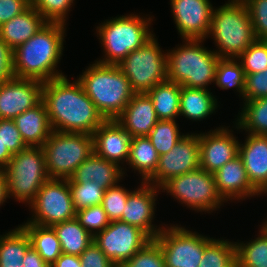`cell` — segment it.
<instances>
[{
    "instance_id": "44dd1931",
    "label": "cell",
    "mask_w": 267,
    "mask_h": 267,
    "mask_svg": "<svg viewBox=\"0 0 267 267\" xmlns=\"http://www.w3.org/2000/svg\"><path fill=\"white\" fill-rule=\"evenodd\" d=\"M246 135L244 142H239V156L251 185L261 195H267V136Z\"/></svg>"
},
{
    "instance_id": "4dcf8cb0",
    "label": "cell",
    "mask_w": 267,
    "mask_h": 267,
    "mask_svg": "<svg viewBox=\"0 0 267 267\" xmlns=\"http://www.w3.org/2000/svg\"><path fill=\"white\" fill-rule=\"evenodd\" d=\"M52 227L60 241L62 253L79 256L93 241V236L76 217Z\"/></svg>"
},
{
    "instance_id": "9c48e42d",
    "label": "cell",
    "mask_w": 267,
    "mask_h": 267,
    "mask_svg": "<svg viewBox=\"0 0 267 267\" xmlns=\"http://www.w3.org/2000/svg\"><path fill=\"white\" fill-rule=\"evenodd\" d=\"M160 190L190 210L205 214L217 211L226 202L217 190L214 174L201 168L170 178Z\"/></svg>"
},
{
    "instance_id": "7c38bea8",
    "label": "cell",
    "mask_w": 267,
    "mask_h": 267,
    "mask_svg": "<svg viewBox=\"0 0 267 267\" xmlns=\"http://www.w3.org/2000/svg\"><path fill=\"white\" fill-rule=\"evenodd\" d=\"M169 226L154 239L161 247L165 267H199L204 246L211 238L178 224Z\"/></svg>"
},
{
    "instance_id": "ab89813d",
    "label": "cell",
    "mask_w": 267,
    "mask_h": 267,
    "mask_svg": "<svg viewBox=\"0 0 267 267\" xmlns=\"http://www.w3.org/2000/svg\"><path fill=\"white\" fill-rule=\"evenodd\" d=\"M117 267H165L160 245L152 239L133 257Z\"/></svg>"
},
{
    "instance_id": "d6986e66",
    "label": "cell",
    "mask_w": 267,
    "mask_h": 267,
    "mask_svg": "<svg viewBox=\"0 0 267 267\" xmlns=\"http://www.w3.org/2000/svg\"><path fill=\"white\" fill-rule=\"evenodd\" d=\"M92 136L97 156L119 166L127 164L132 137L116 120H105Z\"/></svg>"
},
{
    "instance_id": "d6a6232c",
    "label": "cell",
    "mask_w": 267,
    "mask_h": 267,
    "mask_svg": "<svg viewBox=\"0 0 267 267\" xmlns=\"http://www.w3.org/2000/svg\"><path fill=\"white\" fill-rule=\"evenodd\" d=\"M262 223L258 237L235 242L237 267H267V222Z\"/></svg>"
},
{
    "instance_id": "7dc6e473",
    "label": "cell",
    "mask_w": 267,
    "mask_h": 267,
    "mask_svg": "<svg viewBox=\"0 0 267 267\" xmlns=\"http://www.w3.org/2000/svg\"><path fill=\"white\" fill-rule=\"evenodd\" d=\"M31 6V0H0V26Z\"/></svg>"
},
{
    "instance_id": "f35d334b",
    "label": "cell",
    "mask_w": 267,
    "mask_h": 267,
    "mask_svg": "<svg viewBox=\"0 0 267 267\" xmlns=\"http://www.w3.org/2000/svg\"><path fill=\"white\" fill-rule=\"evenodd\" d=\"M75 0H31V5L47 22L66 25L68 12ZM67 16V17H66Z\"/></svg>"
},
{
    "instance_id": "277c9868",
    "label": "cell",
    "mask_w": 267,
    "mask_h": 267,
    "mask_svg": "<svg viewBox=\"0 0 267 267\" xmlns=\"http://www.w3.org/2000/svg\"><path fill=\"white\" fill-rule=\"evenodd\" d=\"M210 36L220 58L237 59L256 40L243 0H228L213 8L207 39Z\"/></svg>"
},
{
    "instance_id": "8992f818",
    "label": "cell",
    "mask_w": 267,
    "mask_h": 267,
    "mask_svg": "<svg viewBox=\"0 0 267 267\" xmlns=\"http://www.w3.org/2000/svg\"><path fill=\"white\" fill-rule=\"evenodd\" d=\"M147 16L131 13L101 22L96 27V33L101 47L103 46L104 57L96 62L118 65L131 51L150 40L155 34L150 31L153 18Z\"/></svg>"
},
{
    "instance_id": "681fc988",
    "label": "cell",
    "mask_w": 267,
    "mask_h": 267,
    "mask_svg": "<svg viewBox=\"0 0 267 267\" xmlns=\"http://www.w3.org/2000/svg\"><path fill=\"white\" fill-rule=\"evenodd\" d=\"M22 263L23 267H50L32 246L26 251Z\"/></svg>"
},
{
    "instance_id": "836d02e7",
    "label": "cell",
    "mask_w": 267,
    "mask_h": 267,
    "mask_svg": "<svg viewBox=\"0 0 267 267\" xmlns=\"http://www.w3.org/2000/svg\"><path fill=\"white\" fill-rule=\"evenodd\" d=\"M199 267H237L235 242L212 237L204 246Z\"/></svg>"
},
{
    "instance_id": "ba28073f",
    "label": "cell",
    "mask_w": 267,
    "mask_h": 267,
    "mask_svg": "<svg viewBox=\"0 0 267 267\" xmlns=\"http://www.w3.org/2000/svg\"><path fill=\"white\" fill-rule=\"evenodd\" d=\"M42 148L49 178L69 179L76 168L94 153L93 136L52 131Z\"/></svg>"
},
{
    "instance_id": "1f68e13d",
    "label": "cell",
    "mask_w": 267,
    "mask_h": 267,
    "mask_svg": "<svg viewBox=\"0 0 267 267\" xmlns=\"http://www.w3.org/2000/svg\"><path fill=\"white\" fill-rule=\"evenodd\" d=\"M234 122L238 131L241 129L246 134L267 136V97L243 101V108Z\"/></svg>"
},
{
    "instance_id": "6da1fadb",
    "label": "cell",
    "mask_w": 267,
    "mask_h": 267,
    "mask_svg": "<svg viewBox=\"0 0 267 267\" xmlns=\"http://www.w3.org/2000/svg\"><path fill=\"white\" fill-rule=\"evenodd\" d=\"M75 81V82H74ZM67 76L44 82L42 101L53 131L86 133L94 131L105 121L78 80Z\"/></svg>"
},
{
    "instance_id": "9a60e30c",
    "label": "cell",
    "mask_w": 267,
    "mask_h": 267,
    "mask_svg": "<svg viewBox=\"0 0 267 267\" xmlns=\"http://www.w3.org/2000/svg\"><path fill=\"white\" fill-rule=\"evenodd\" d=\"M170 5L182 40L207 38L214 8L210 0H170Z\"/></svg>"
},
{
    "instance_id": "b9f144b4",
    "label": "cell",
    "mask_w": 267,
    "mask_h": 267,
    "mask_svg": "<svg viewBox=\"0 0 267 267\" xmlns=\"http://www.w3.org/2000/svg\"><path fill=\"white\" fill-rule=\"evenodd\" d=\"M76 218L93 237L110 224V220L101 205L91 206L77 211Z\"/></svg>"
},
{
    "instance_id": "30bf717a",
    "label": "cell",
    "mask_w": 267,
    "mask_h": 267,
    "mask_svg": "<svg viewBox=\"0 0 267 267\" xmlns=\"http://www.w3.org/2000/svg\"><path fill=\"white\" fill-rule=\"evenodd\" d=\"M155 36L118 64L134 93H148L167 80V52L161 50Z\"/></svg>"
},
{
    "instance_id": "2e32d148",
    "label": "cell",
    "mask_w": 267,
    "mask_h": 267,
    "mask_svg": "<svg viewBox=\"0 0 267 267\" xmlns=\"http://www.w3.org/2000/svg\"><path fill=\"white\" fill-rule=\"evenodd\" d=\"M140 183V188L129 193L120 221L140 228L151 239H155L164 228V225L160 227L152 224L155 219L157 194L161 190L147 182Z\"/></svg>"
},
{
    "instance_id": "7a4b0ae2",
    "label": "cell",
    "mask_w": 267,
    "mask_h": 267,
    "mask_svg": "<svg viewBox=\"0 0 267 267\" xmlns=\"http://www.w3.org/2000/svg\"><path fill=\"white\" fill-rule=\"evenodd\" d=\"M66 25L47 22L33 37L13 50L14 77L41 82L62 77L57 70L63 55Z\"/></svg>"
},
{
    "instance_id": "ffe728a7",
    "label": "cell",
    "mask_w": 267,
    "mask_h": 267,
    "mask_svg": "<svg viewBox=\"0 0 267 267\" xmlns=\"http://www.w3.org/2000/svg\"><path fill=\"white\" fill-rule=\"evenodd\" d=\"M217 190L226 201H241L261 194L251 185L238 155L214 173Z\"/></svg>"
},
{
    "instance_id": "f1b7e54d",
    "label": "cell",
    "mask_w": 267,
    "mask_h": 267,
    "mask_svg": "<svg viewBox=\"0 0 267 267\" xmlns=\"http://www.w3.org/2000/svg\"><path fill=\"white\" fill-rule=\"evenodd\" d=\"M20 226L28 234L31 246L51 266L62 254L61 244L54 228L33 223H23Z\"/></svg>"
},
{
    "instance_id": "7402d4cb",
    "label": "cell",
    "mask_w": 267,
    "mask_h": 267,
    "mask_svg": "<svg viewBox=\"0 0 267 267\" xmlns=\"http://www.w3.org/2000/svg\"><path fill=\"white\" fill-rule=\"evenodd\" d=\"M115 120L131 137L148 136L158 122L152 100L147 93H135Z\"/></svg>"
},
{
    "instance_id": "e0dca14e",
    "label": "cell",
    "mask_w": 267,
    "mask_h": 267,
    "mask_svg": "<svg viewBox=\"0 0 267 267\" xmlns=\"http://www.w3.org/2000/svg\"><path fill=\"white\" fill-rule=\"evenodd\" d=\"M44 82L12 77L0 84V119H14L42 101Z\"/></svg>"
},
{
    "instance_id": "816d5d0a",
    "label": "cell",
    "mask_w": 267,
    "mask_h": 267,
    "mask_svg": "<svg viewBox=\"0 0 267 267\" xmlns=\"http://www.w3.org/2000/svg\"><path fill=\"white\" fill-rule=\"evenodd\" d=\"M9 198L8 195V187H7V179L3 170H0V207L4 202Z\"/></svg>"
},
{
    "instance_id": "f6af8a7d",
    "label": "cell",
    "mask_w": 267,
    "mask_h": 267,
    "mask_svg": "<svg viewBox=\"0 0 267 267\" xmlns=\"http://www.w3.org/2000/svg\"><path fill=\"white\" fill-rule=\"evenodd\" d=\"M245 75L243 101L267 97V69L263 72Z\"/></svg>"
},
{
    "instance_id": "3957f363",
    "label": "cell",
    "mask_w": 267,
    "mask_h": 267,
    "mask_svg": "<svg viewBox=\"0 0 267 267\" xmlns=\"http://www.w3.org/2000/svg\"><path fill=\"white\" fill-rule=\"evenodd\" d=\"M94 62L77 80L104 119L115 120L135 93L118 65Z\"/></svg>"
},
{
    "instance_id": "4fadbf2b",
    "label": "cell",
    "mask_w": 267,
    "mask_h": 267,
    "mask_svg": "<svg viewBox=\"0 0 267 267\" xmlns=\"http://www.w3.org/2000/svg\"><path fill=\"white\" fill-rule=\"evenodd\" d=\"M152 239L140 228L115 220L93 237L95 244L116 265L130 260Z\"/></svg>"
},
{
    "instance_id": "4316f807",
    "label": "cell",
    "mask_w": 267,
    "mask_h": 267,
    "mask_svg": "<svg viewBox=\"0 0 267 267\" xmlns=\"http://www.w3.org/2000/svg\"><path fill=\"white\" fill-rule=\"evenodd\" d=\"M159 155L147 136L132 137L127 164L138 172L141 182H147L155 173Z\"/></svg>"
},
{
    "instance_id": "83f0119b",
    "label": "cell",
    "mask_w": 267,
    "mask_h": 267,
    "mask_svg": "<svg viewBox=\"0 0 267 267\" xmlns=\"http://www.w3.org/2000/svg\"><path fill=\"white\" fill-rule=\"evenodd\" d=\"M180 90L181 85L166 80L147 93L158 120H175L180 116Z\"/></svg>"
},
{
    "instance_id": "8fae6325",
    "label": "cell",
    "mask_w": 267,
    "mask_h": 267,
    "mask_svg": "<svg viewBox=\"0 0 267 267\" xmlns=\"http://www.w3.org/2000/svg\"><path fill=\"white\" fill-rule=\"evenodd\" d=\"M32 218L26 223L53 226L76 217L68 179L49 178L29 204Z\"/></svg>"
},
{
    "instance_id": "603a6c76",
    "label": "cell",
    "mask_w": 267,
    "mask_h": 267,
    "mask_svg": "<svg viewBox=\"0 0 267 267\" xmlns=\"http://www.w3.org/2000/svg\"><path fill=\"white\" fill-rule=\"evenodd\" d=\"M124 169L126 168L93 153L76 168L74 174L68 179V184L93 181L106 190L121 182L126 174Z\"/></svg>"
},
{
    "instance_id": "484cf974",
    "label": "cell",
    "mask_w": 267,
    "mask_h": 267,
    "mask_svg": "<svg viewBox=\"0 0 267 267\" xmlns=\"http://www.w3.org/2000/svg\"><path fill=\"white\" fill-rule=\"evenodd\" d=\"M207 89L186 88L180 90V116L191 121H203L219 107L217 97Z\"/></svg>"
},
{
    "instance_id": "cb8c5ba5",
    "label": "cell",
    "mask_w": 267,
    "mask_h": 267,
    "mask_svg": "<svg viewBox=\"0 0 267 267\" xmlns=\"http://www.w3.org/2000/svg\"><path fill=\"white\" fill-rule=\"evenodd\" d=\"M47 21L32 5L0 26V38L13 51L33 37Z\"/></svg>"
},
{
    "instance_id": "7bdbcfd3",
    "label": "cell",
    "mask_w": 267,
    "mask_h": 267,
    "mask_svg": "<svg viewBox=\"0 0 267 267\" xmlns=\"http://www.w3.org/2000/svg\"><path fill=\"white\" fill-rule=\"evenodd\" d=\"M257 40L267 41V0H243Z\"/></svg>"
},
{
    "instance_id": "52a82bcc",
    "label": "cell",
    "mask_w": 267,
    "mask_h": 267,
    "mask_svg": "<svg viewBox=\"0 0 267 267\" xmlns=\"http://www.w3.org/2000/svg\"><path fill=\"white\" fill-rule=\"evenodd\" d=\"M9 198L29 205L49 179L42 147H27L14 154L3 170Z\"/></svg>"
},
{
    "instance_id": "8d00e7d4",
    "label": "cell",
    "mask_w": 267,
    "mask_h": 267,
    "mask_svg": "<svg viewBox=\"0 0 267 267\" xmlns=\"http://www.w3.org/2000/svg\"><path fill=\"white\" fill-rule=\"evenodd\" d=\"M69 188L76 212L102 203L105 190L93 181L69 184Z\"/></svg>"
},
{
    "instance_id": "5b68a950",
    "label": "cell",
    "mask_w": 267,
    "mask_h": 267,
    "mask_svg": "<svg viewBox=\"0 0 267 267\" xmlns=\"http://www.w3.org/2000/svg\"><path fill=\"white\" fill-rule=\"evenodd\" d=\"M205 40L183 39L167 51V80L186 88L208 89L215 81L220 57L205 48Z\"/></svg>"
},
{
    "instance_id": "ac0fdd59",
    "label": "cell",
    "mask_w": 267,
    "mask_h": 267,
    "mask_svg": "<svg viewBox=\"0 0 267 267\" xmlns=\"http://www.w3.org/2000/svg\"><path fill=\"white\" fill-rule=\"evenodd\" d=\"M222 125L208 132L199 133L200 168L215 173L239 155V140L233 130Z\"/></svg>"
},
{
    "instance_id": "f546056e",
    "label": "cell",
    "mask_w": 267,
    "mask_h": 267,
    "mask_svg": "<svg viewBox=\"0 0 267 267\" xmlns=\"http://www.w3.org/2000/svg\"><path fill=\"white\" fill-rule=\"evenodd\" d=\"M31 242L26 231L18 225L0 235V267H23V259Z\"/></svg>"
},
{
    "instance_id": "f5cc1de1",
    "label": "cell",
    "mask_w": 267,
    "mask_h": 267,
    "mask_svg": "<svg viewBox=\"0 0 267 267\" xmlns=\"http://www.w3.org/2000/svg\"><path fill=\"white\" fill-rule=\"evenodd\" d=\"M12 156L0 140V170H4L7 167Z\"/></svg>"
},
{
    "instance_id": "f907efd6",
    "label": "cell",
    "mask_w": 267,
    "mask_h": 267,
    "mask_svg": "<svg viewBox=\"0 0 267 267\" xmlns=\"http://www.w3.org/2000/svg\"><path fill=\"white\" fill-rule=\"evenodd\" d=\"M50 267H81L79 256L62 253Z\"/></svg>"
},
{
    "instance_id": "e575fe53",
    "label": "cell",
    "mask_w": 267,
    "mask_h": 267,
    "mask_svg": "<svg viewBox=\"0 0 267 267\" xmlns=\"http://www.w3.org/2000/svg\"><path fill=\"white\" fill-rule=\"evenodd\" d=\"M245 72L238 59L220 58L216 70L214 84L222 90L235 88L239 93V97L244 94L245 87Z\"/></svg>"
},
{
    "instance_id": "d4e9b609",
    "label": "cell",
    "mask_w": 267,
    "mask_h": 267,
    "mask_svg": "<svg viewBox=\"0 0 267 267\" xmlns=\"http://www.w3.org/2000/svg\"><path fill=\"white\" fill-rule=\"evenodd\" d=\"M13 120L28 147H42L53 131L43 101Z\"/></svg>"
},
{
    "instance_id": "bcb514c9",
    "label": "cell",
    "mask_w": 267,
    "mask_h": 267,
    "mask_svg": "<svg viewBox=\"0 0 267 267\" xmlns=\"http://www.w3.org/2000/svg\"><path fill=\"white\" fill-rule=\"evenodd\" d=\"M81 267H117L94 241L79 255Z\"/></svg>"
},
{
    "instance_id": "60d3db41",
    "label": "cell",
    "mask_w": 267,
    "mask_h": 267,
    "mask_svg": "<svg viewBox=\"0 0 267 267\" xmlns=\"http://www.w3.org/2000/svg\"><path fill=\"white\" fill-rule=\"evenodd\" d=\"M131 191L119 184L109 187L104 191L101 206L104 208L110 221L121 219L128 195Z\"/></svg>"
},
{
    "instance_id": "74e56055",
    "label": "cell",
    "mask_w": 267,
    "mask_h": 267,
    "mask_svg": "<svg viewBox=\"0 0 267 267\" xmlns=\"http://www.w3.org/2000/svg\"><path fill=\"white\" fill-rule=\"evenodd\" d=\"M245 74L267 69V41L255 40L238 58Z\"/></svg>"
},
{
    "instance_id": "ee69618b",
    "label": "cell",
    "mask_w": 267,
    "mask_h": 267,
    "mask_svg": "<svg viewBox=\"0 0 267 267\" xmlns=\"http://www.w3.org/2000/svg\"><path fill=\"white\" fill-rule=\"evenodd\" d=\"M0 140L12 155L28 147L13 119H0Z\"/></svg>"
},
{
    "instance_id": "c3c4849f",
    "label": "cell",
    "mask_w": 267,
    "mask_h": 267,
    "mask_svg": "<svg viewBox=\"0 0 267 267\" xmlns=\"http://www.w3.org/2000/svg\"><path fill=\"white\" fill-rule=\"evenodd\" d=\"M13 51L0 38V84L14 77L12 69Z\"/></svg>"
},
{
    "instance_id": "5bb4252c",
    "label": "cell",
    "mask_w": 267,
    "mask_h": 267,
    "mask_svg": "<svg viewBox=\"0 0 267 267\" xmlns=\"http://www.w3.org/2000/svg\"><path fill=\"white\" fill-rule=\"evenodd\" d=\"M199 154V134L187 133L167 154L159 156L158 167L147 183L160 188L170 178L199 169Z\"/></svg>"
},
{
    "instance_id": "d590c367",
    "label": "cell",
    "mask_w": 267,
    "mask_h": 267,
    "mask_svg": "<svg viewBox=\"0 0 267 267\" xmlns=\"http://www.w3.org/2000/svg\"><path fill=\"white\" fill-rule=\"evenodd\" d=\"M177 120H158L148 138L158 155L167 154L186 134L179 132Z\"/></svg>"
}]
</instances>
